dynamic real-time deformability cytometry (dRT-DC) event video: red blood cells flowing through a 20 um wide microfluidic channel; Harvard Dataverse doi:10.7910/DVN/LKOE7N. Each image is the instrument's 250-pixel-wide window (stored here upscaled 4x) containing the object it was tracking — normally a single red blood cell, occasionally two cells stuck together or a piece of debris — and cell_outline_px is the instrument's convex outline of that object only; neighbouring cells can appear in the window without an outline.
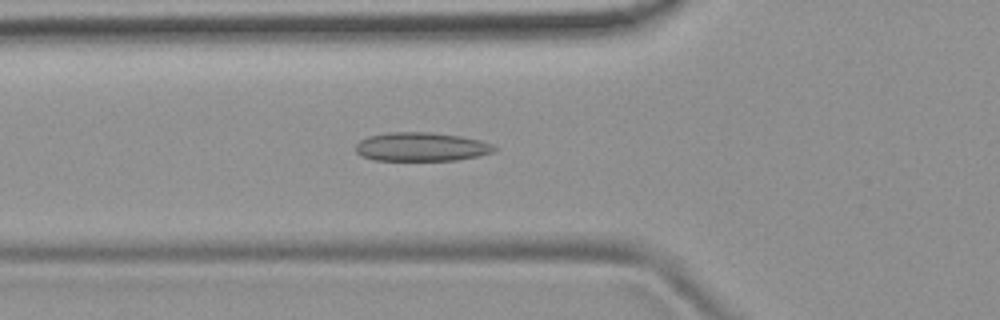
{"species": "common noctule bat (a hibernating species)", "species_latin": "Nyctalus noctula", "temperature_condition": "room temperature", "stored_images_in_passage": 51, "camera_frame_rate_fps": 3000, "um_per_image_px": 0.085, "animal": {"sex": "female", "body_mass_g": 19.9}, "frame": {"image": 1, "passage_image": 17, "time_ms": 5.333, "image_size_px": [1000, 320], "cell_outline_px": [[496, 152], [456, 160], [372, 160], [360, 156], [356, 152], [356, 144], [360, 140], [368, 136], [388, 132], [432, 132], [460, 136], [480, 140], [492, 144], [496, 148]], "centroid_in_image_um": [35.79, 12.48], "position_along_channel_um": 90.0, "area_um2": 23.35}}
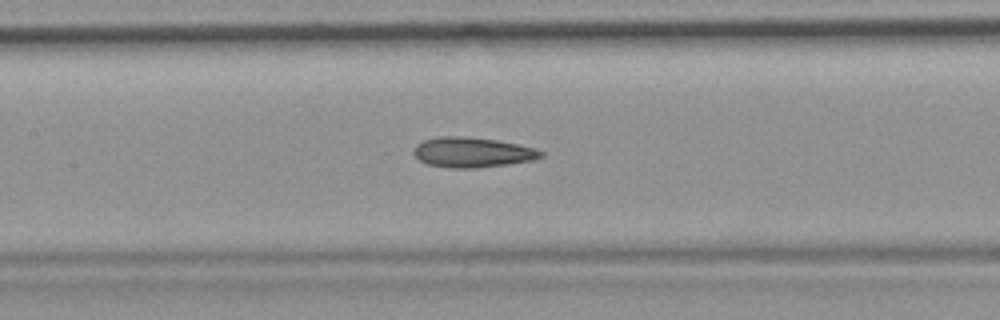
{"frame": {"image": 2, "passage_image": 23, "time_ms": 7.333, "image_size_px": [1000, 320], "cell_outline_px": [[544, 156], [532, 160], [508, 164], [476, 168], [452, 168], [428, 164], [420, 160], [412, 152], [424, 140], [440, 136], [460, 136], [496, 140], [536, 148], [544, 152]], "centroid_in_image_um": [40.19, 12.95], "position_along_channel_um": 167.2, "area_um2": 22.02}}
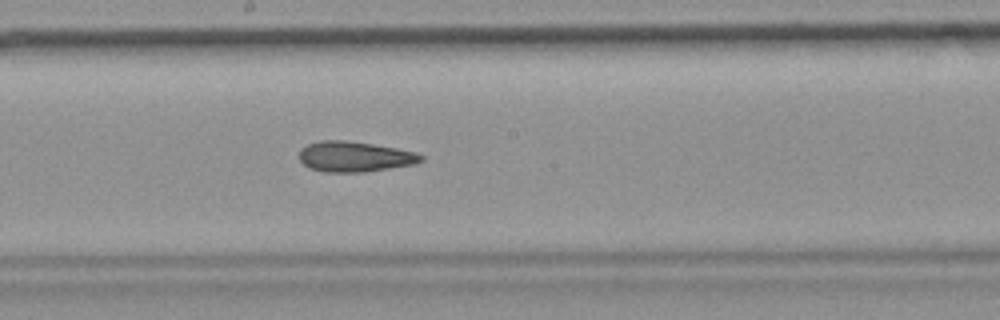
{"frame": {"image": 3, "passage_image": 27, "time_ms": 8.667, "image_size_px": [1000, 320], "cell_outline_px": [[424, 160], [416, 164], [364, 172], [324, 172], [308, 168], [300, 160], [300, 148], [308, 144], [320, 140], [344, 140], [372, 144], [396, 148], [416, 152], [424, 156]], "centroid_in_image_um": [30.15, 13.32], "position_along_channel_um": 218.0, "area_um2": 21.68}, "authors_computed_cell_mechanics": {"area_um2": 21.9062, "velocity_mm_per_s": 3.8383, "shape_relaxation_time_tau1_ms": null, "shape_relaxation_time_tau2_ms": 4.6605, "deformation_change_tau1": null, "deformation_change_tau2": 0.1293}}